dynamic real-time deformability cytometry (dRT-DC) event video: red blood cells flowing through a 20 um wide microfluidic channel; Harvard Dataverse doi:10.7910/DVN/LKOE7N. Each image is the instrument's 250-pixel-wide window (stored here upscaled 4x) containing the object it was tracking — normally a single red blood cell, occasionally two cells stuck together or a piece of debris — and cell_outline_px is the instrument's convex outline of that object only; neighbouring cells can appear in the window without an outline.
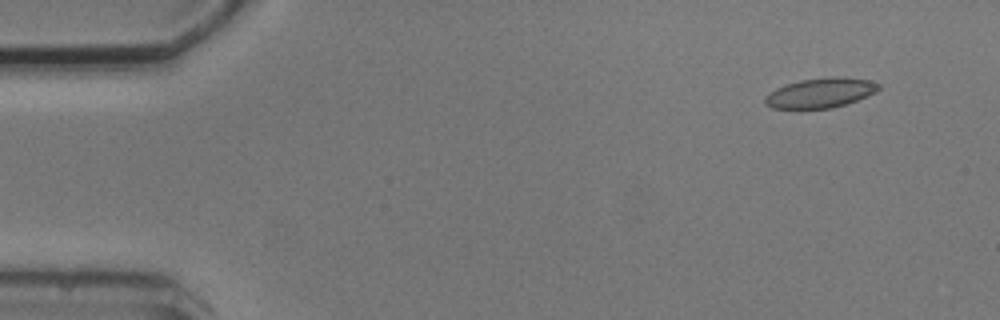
{"species": "common noctule bat (a hibernating species)", "species_latin": "Nyctalus noctula", "temperature_condition": "cold", "stored_images_in_passage": 4, "camera_frame_rate_fps": 3000, "um_per_image_px": 0.085, "animal": {"sex": "male", "body_mass_g": 20.5, "forearm_length_mm": 52.5}, "frame": {"image": 1, "passage_image": 1, "time_ms": 0.0, "image_size_px": [1000, 320], "cell_outline_px": [[880, 88], [876, 92], [856, 100], [832, 108], [772, 108], [764, 104], [764, 96], [768, 92], [784, 84], [800, 80], [832, 76], [844, 76], [868, 80], [880, 84]], "centroid_in_image_um": [69.7, 7.88], "position_along_channel_um": 15.3, "area_um2": 19.83}}
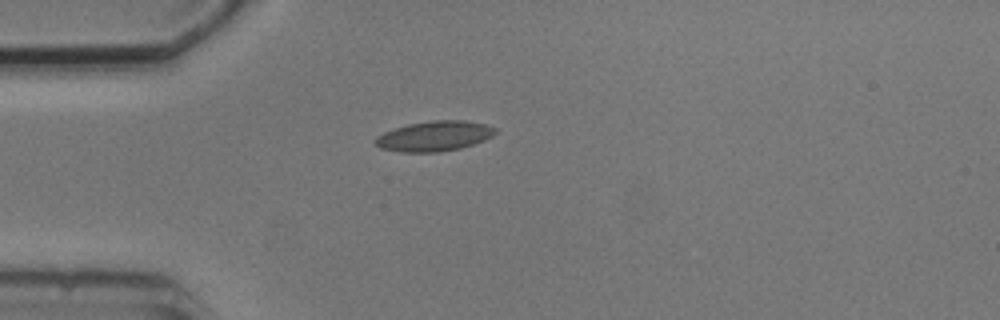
{"frame": {"image": 2, "passage_image": 4, "time_ms": 3.333, "image_size_px": [1000, 320], "cell_outline_px": [[496, 132], [492, 136], [484, 140], [460, 148], [440, 152], [400, 152], [380, 148], [372, 140], [376, 136], [384, 132], [408, 124], [432, 120], [464, 120], [484, 124], [496, 128]], "centroid_in_image_um": [36.89, 11.57], "position_along_channel_um": 48.1, "area_um2": 21.04}}